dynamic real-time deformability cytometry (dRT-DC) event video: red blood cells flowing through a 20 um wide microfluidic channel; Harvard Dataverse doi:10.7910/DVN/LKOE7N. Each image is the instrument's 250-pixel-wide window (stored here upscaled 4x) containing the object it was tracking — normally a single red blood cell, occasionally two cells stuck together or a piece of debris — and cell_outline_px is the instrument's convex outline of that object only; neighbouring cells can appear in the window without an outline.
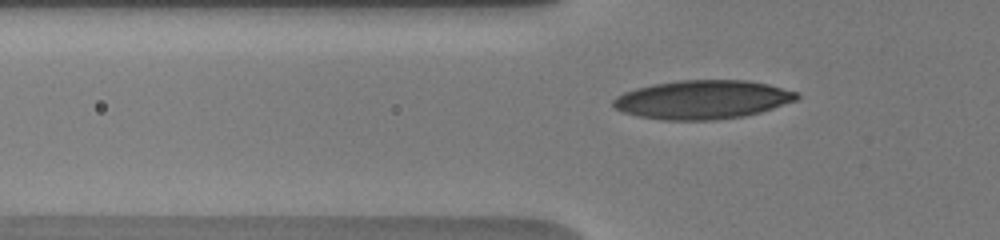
{"species": "human", "species_latin": "Homo sapiens", "temperature_condition": "warm", "stored_images_in_passage": 57, "camera_frame_rate_fps": 3000, "um_per_image_px": 0.085, "donor": {"sex": "male"}, "frame": {"image": 1, "passage_image": 13, "time_ms": 3.333, "image_size_px": [1000, 240], "cell_outline_px": [[800, 96], [796, 100], [760, 112], [744, 116], [716, 120], [660, 120], [636, 116], [624, 112], [616, 108], [612, 104], [612, 100], [616, 96], [624, 92], [636, 88], [652, 84], [680, 80], [748, 80], [768, 84], [796, 92]], "centroid_in_image_um": [59.68, 8.47], "position_along_channel_um": 66.1, "area_um2": 41.5}}
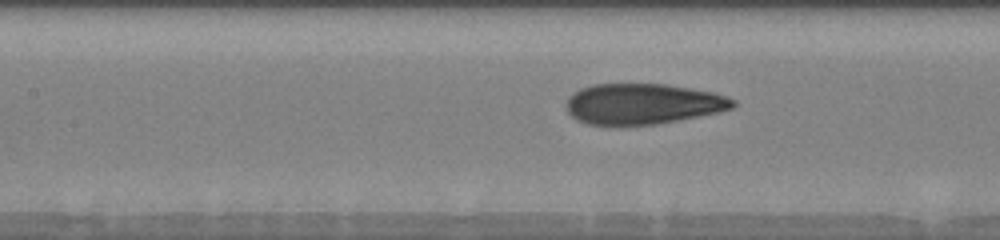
{"frame": {"image": 2, "passage_image": 23, "time_ms": 5.667, "image_size_px": [1000, 240], "cell_outline_px": [[736, 104], [732, 108], [720, 112], [680, 120], [656, 124], [620, 128], [588, 124], [576, 120], [568, 112], [564, 104], [568, 96], [572, 92], [580, 88], [592, 84], [668, 84], [712, 92], [728, 96], [736, 100]], "centroid_in_image_um": [54.59, 8.86], "position_along_channel_um": 152.8, "area_um2": 40.69}}
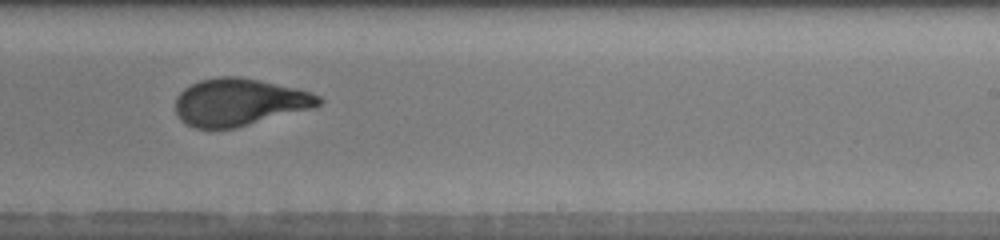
{"frame": {"image": 3, "passage_image": 34, "time_ms": 8.667, "image_size_px": [1000, 240], "cell_outline_px": [[324, 100], [316, 108], [236, 128], [196, 128], [184, 124], [176, 116], [176, 96], [184, 88], [200, 80], [216, 76], [240, 76], [296, 88], [312, 92], [320, 96]], "centroid_in_image_um": [20.36, 8.69], "position_along_channel_um": 268.6, "area_um2": 40.0}}